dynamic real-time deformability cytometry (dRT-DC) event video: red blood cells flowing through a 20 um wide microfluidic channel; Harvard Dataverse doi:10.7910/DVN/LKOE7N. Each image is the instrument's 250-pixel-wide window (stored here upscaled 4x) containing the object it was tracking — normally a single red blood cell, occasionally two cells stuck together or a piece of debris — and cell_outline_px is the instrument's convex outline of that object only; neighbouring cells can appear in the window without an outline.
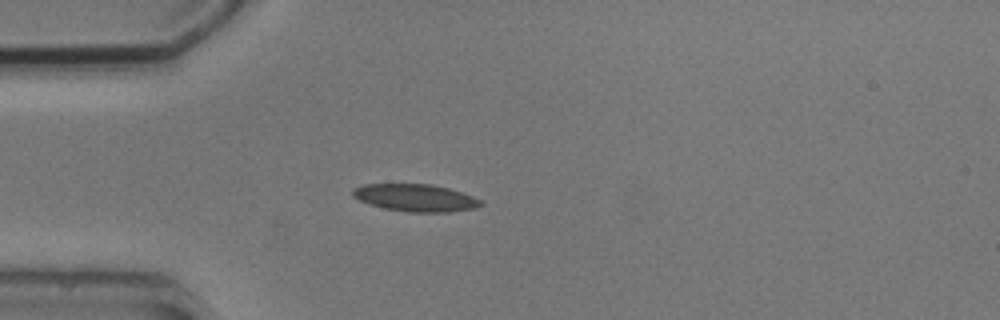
{"species": "common noctule bat (a hibernating species)", "species_latin": "Nyctalus noctula", "temperature_condition": "cold", "stored_images_in_passage": 5, "camera_frame_rate_fps": 3000, "um_per_image_px": 0.085, "animal": {"sex": "male", "body_mass_g": 20.5, "forearm_length_mm": 52.5}, "frame": {"image": 1, "passage_image": 3, "time_ms": 2.667, "image_size_px": [1000, 320], "cell_outline_px": [[484, 204], [476, 208], [448, 212], [408, 212], [384, 208], [368, 204], [352, 196], [352, 188], [360, 184], [432, 184], [448, 188], [472, 196], [480, 200]], "centroid_in_image_um": [35.28, 16.81], "position_along_channel_um": 49.7, "area_um2": 20.46}}